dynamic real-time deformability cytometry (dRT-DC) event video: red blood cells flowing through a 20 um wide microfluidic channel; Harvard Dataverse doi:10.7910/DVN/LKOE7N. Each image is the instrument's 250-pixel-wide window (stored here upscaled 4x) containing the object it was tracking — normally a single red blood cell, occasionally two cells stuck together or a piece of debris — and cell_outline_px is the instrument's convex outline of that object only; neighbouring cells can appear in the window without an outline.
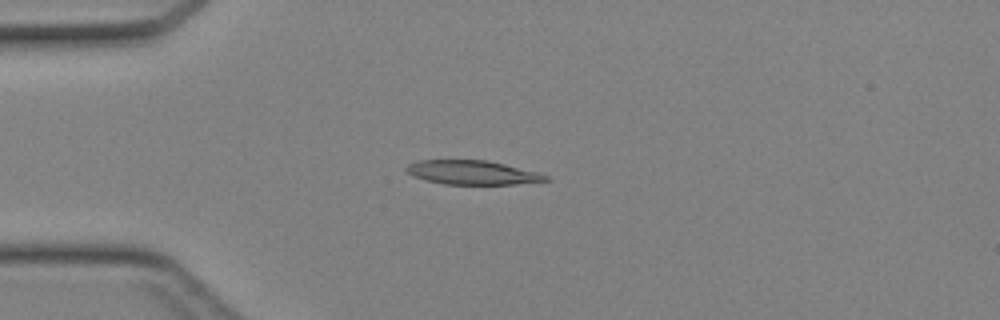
{"species": "Egyptian fruit bat (a non-hibernating species)", "species_latin": "Rousettus aegyptiacus", "temperature_condition": "cold", "stored_images_in_passage": 44, "camera_frame_rate_fps": 3000, "um_per_image_px": 0.085, "animal": {"sex": "female"}, "frame": {"image": 1, "passage_image": 12, "time_ms": 3.667, "image_size_px": [1000, 320], "cell_outline_px": [[552, 180], [512, 184], [444, 184], [424, 180], [412, 176], [404, 168], [408, 164], [420, 160], [488, 160], [536, 172], [548, 176]], "centroid_in_image_um": [40.11, 14.66], "position_along_channel_um": 44.9, "area_um2": 19.42}}
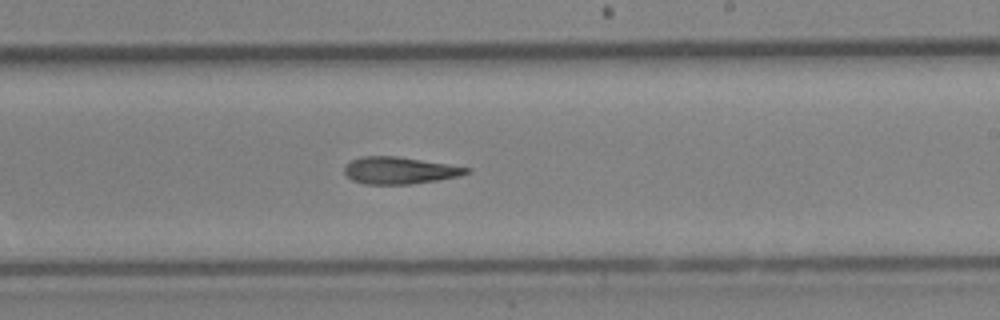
{"frame": {"image": 2, "passage_image": 27, "time_ms": 8.667, "image_size_px": [1000, 320], "cell_outline_px": [[472, 172], [460, 176], [436, 180], [408, 184], [364, 184], [352, 180], [344, 172], [344, 168], [352, 160], [360, 156], [396, 156], [448, 164], [472, 168]], "centroid_in_image_um": [33.99, 14.48], "position_along_channel_um": 255.0, "area_um2": 19.13}}
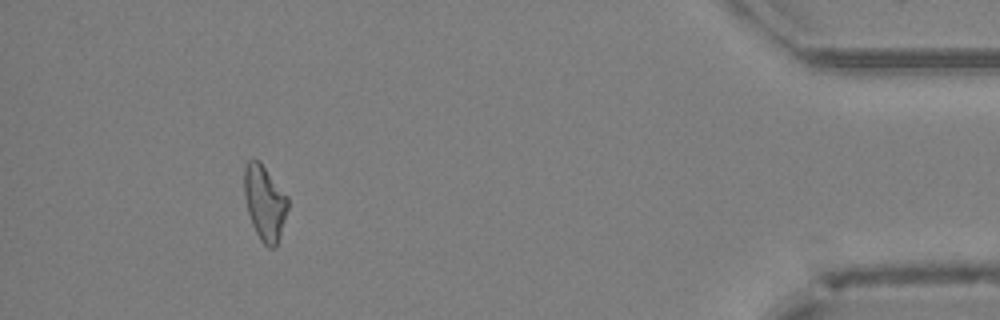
{"frame": {"image": 3, "passage_image": 41, "time_ms": 13.333, "image_size_px": [1000, 320], "cell_outline_px": [[288, 208], [280, 236], [276, 244], [272, 248], [268, 248], [260, 240], [252, 224], [248, 212], [244, 196], [244, 168], [248, 160], [260, 160], [288, 196]], "centroid_in_image_um": [22.5, 17.21], "position_along_channel_um": 412.7, "area_um2": 19.13}}